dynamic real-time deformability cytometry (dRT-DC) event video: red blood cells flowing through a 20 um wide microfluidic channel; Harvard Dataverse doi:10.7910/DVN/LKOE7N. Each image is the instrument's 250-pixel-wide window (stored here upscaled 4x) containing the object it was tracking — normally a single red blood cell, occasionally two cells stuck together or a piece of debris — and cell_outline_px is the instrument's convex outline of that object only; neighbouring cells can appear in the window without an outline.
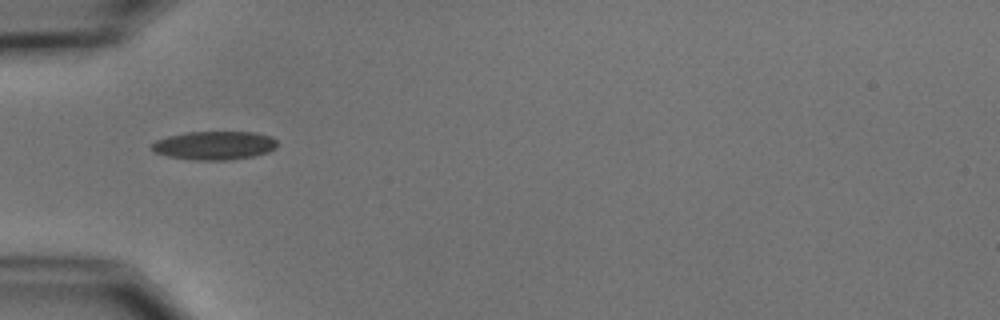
{"species": "common noctule bat (a hibernating species)", "species_latin": "Nyctalus noctula", "temperature_condition": "cold", "stored_images_in_passage": 3, "camera_frame_rate_fps": 3000, "um_per_image_px": 0.085, "animal": {"sex": "male", "body_mass_g": 15.6}, "frame": {"image": 1, "passage_image": 1, "time_ms": 0.0, "image_size_px": [1000, 320], "cell_outline_px": [[276, 148], [268, 152], [252, 156], [228, 160], [196, 160], [168, 156], [156, 152], [152, 148], [152, 144], [156, 140], [168, 136], [188, 132], [256, 132], [272, 136], [276, 140]], "centroid_in_image_um": [18.26, 12.35], "position_along_channel_um": 66.7, "area_um2": 20.75}}